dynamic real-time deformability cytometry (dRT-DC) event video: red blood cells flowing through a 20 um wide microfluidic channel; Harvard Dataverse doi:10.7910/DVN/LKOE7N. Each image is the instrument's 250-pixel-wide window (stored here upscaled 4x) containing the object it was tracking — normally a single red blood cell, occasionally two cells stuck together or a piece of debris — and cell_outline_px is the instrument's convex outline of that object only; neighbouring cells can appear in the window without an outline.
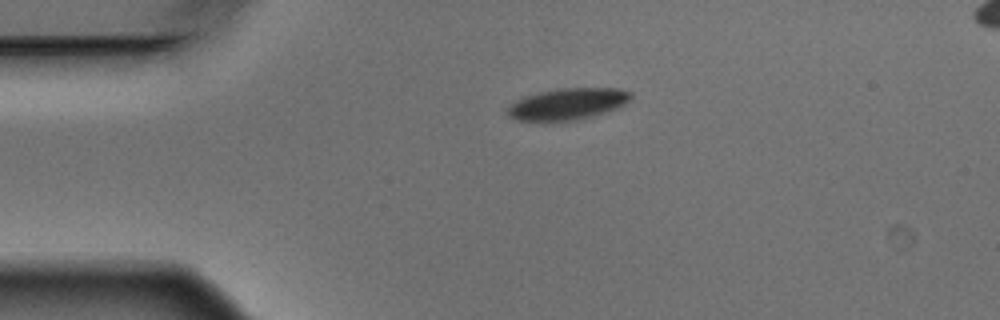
{"species": "Egyptian fruit bat (a non-hibernating species)", "species_latin": "Rousettus aegyptiacus", "temperature_condition": "warm", "stored_images_in_passage": 3, "segment_of_instrument_passage": [1, 2], "camera_frame_rate_fps": 3000, "um_per_image_px": 0.085, "animal": {"sex": "male"}, "frame": {"image": 1, "passage_image": 1, "time_ms": 0.0, "image_size_px": [1000, 320], "cell_outline_px": [[632, 100], [620, 108], [592, 116], [576, 120], [516, 120], [508, 116], [508, 108], [516, 100], [524, 96], [556, 88], [620, 88], [632, 92]], "centroid_in_image_um": [48.33, 8.82], "position_along_channel_um": 36.7, "area_um2": 22.72}}